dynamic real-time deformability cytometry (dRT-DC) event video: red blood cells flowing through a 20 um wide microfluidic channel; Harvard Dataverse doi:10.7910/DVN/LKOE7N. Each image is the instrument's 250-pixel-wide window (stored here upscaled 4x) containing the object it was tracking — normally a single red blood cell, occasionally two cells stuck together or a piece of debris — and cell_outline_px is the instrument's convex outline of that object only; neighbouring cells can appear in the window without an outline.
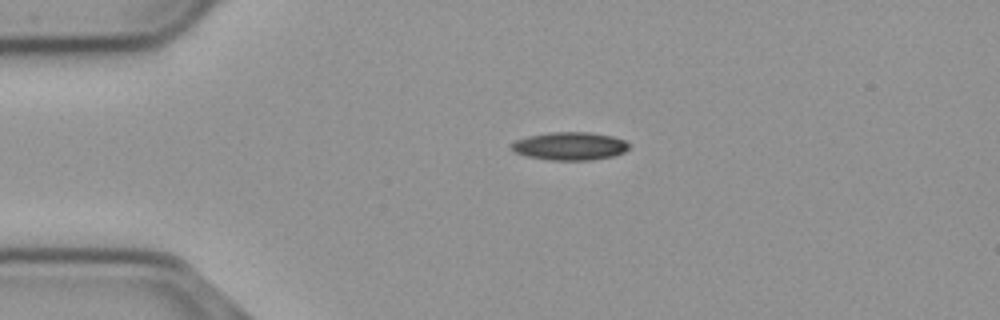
{"species": "common noctule bat (a hibernating species)", "species_latin": "Nyctalus noctula", "temperature_condition": "cold", "stored_images_in_passage": 44, "camera_frame_rate_fps": 3000, "um_per_image_px": 0.085, "animal": {"sex": "male", "body_mass_g": 23.1, "forearm_length_mm": 52.7}, "frame": {"image": 1, "passage_image": 1, "time_ms": 0.0, "image_size_px": [1000, 320], "cell_outline_px": [[628, 148], [624, 152], [612, 156], [592, 160], [548, 160], [524, 156], [512, 152], [512, 144], [516, 140], [528, 136], [548, 132], [588, 132], [612, 136], [624, 140], [628, 144]], "centroid_in_image_um": [48.39, 12.42], "position_along_channel_um": 36.6, "area_um2": 19.25}}
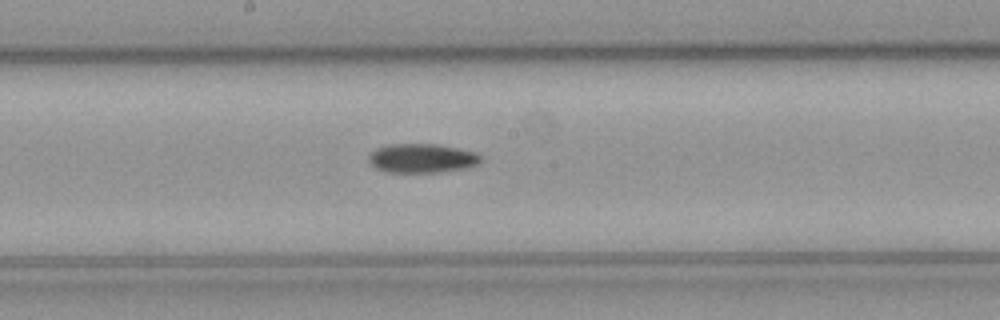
{"frame": {"image": 2, "passage_image": 18, "time_ms": 5.667, "image_size_px": [1000, 320], "cell_outline_px": [[480, 160], [476, 164], [464, 168], [440, 172], [384, 172], [376, 168], [368, 160], [368, 156], [376, 148], [388, 144], [436, 144], [476, 152], [480, 156]], "centroid_in_image_um": [35.82, 13.45], "position_along_channel_um": 212.4, "area_um2": 18.84}}
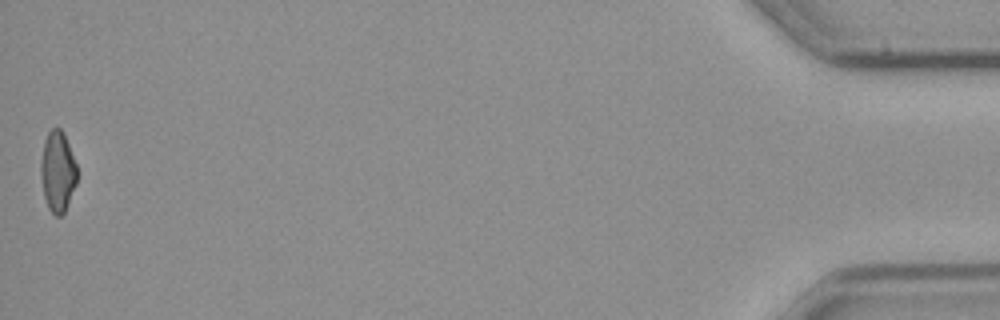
{"frame": {"image": 3, "passage_image": 44, "time_ms": 14.333, "image_size_px": [1000, 320], "cell_outline_px": [[76, 184], [68, 204], [64, 212], [60, 216], [56, 216], [48, 208], [44, 196], [40, 172], [40, 164], [44, 140], [48, 132], [52, 128], [60, 128], [68, 144], [76, 164]], "centroid_in_image_um": [4.88, 14.59], "position_along_channel_um": 430.3, "area_um2": 16.82}, "authors_computed_cell_mechanics": {"area_um2": 18.6116, "velocity_mm_per_s": 3.7038, "shape_relaxation_time_tau1_ms": 7.6585, "shape_relaxation_time_tau2_ms": null, "deformation_change_tau1": 0.1644, "deformation_change_tau2": null}}